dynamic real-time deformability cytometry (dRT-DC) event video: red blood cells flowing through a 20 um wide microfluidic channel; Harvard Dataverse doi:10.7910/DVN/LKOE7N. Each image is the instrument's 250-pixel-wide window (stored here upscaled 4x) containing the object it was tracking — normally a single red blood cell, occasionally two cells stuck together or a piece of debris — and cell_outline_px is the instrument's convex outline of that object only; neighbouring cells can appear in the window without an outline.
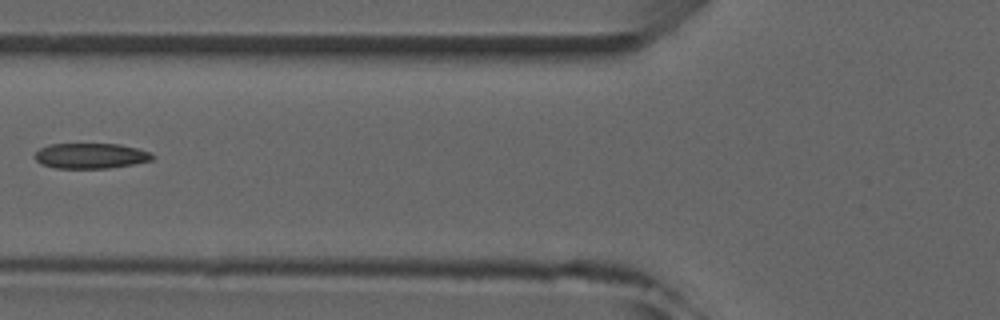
{"species": "common noctule bat (a hibernating species)", "species_latin": "Nyctalus noctula", "temperature_condition": "room temperature", "stored_images_in_passage": 5, "camera_frame_rate_fps": 3000, "um_per_image_px": 0.085, "animal": {"sex": "male", "forearm_length_mm": 52.5}, "frame": {"image": 1, "passage_image": 5, "time_ms": 4.333, "image_size_px": [1000, 320], "cell_outline_px": [[156, 156], [152, 160], [132, 164], [108, 168], [56, 168], [40, 164], [36, 160], [36, 152], [40, 148], [48, 144], [120, 144], [152, 152]], "centroid_in_image_um": [7.73, 13.24], "position_along_channel_um": 118.1, "area_um2": 17.4}}